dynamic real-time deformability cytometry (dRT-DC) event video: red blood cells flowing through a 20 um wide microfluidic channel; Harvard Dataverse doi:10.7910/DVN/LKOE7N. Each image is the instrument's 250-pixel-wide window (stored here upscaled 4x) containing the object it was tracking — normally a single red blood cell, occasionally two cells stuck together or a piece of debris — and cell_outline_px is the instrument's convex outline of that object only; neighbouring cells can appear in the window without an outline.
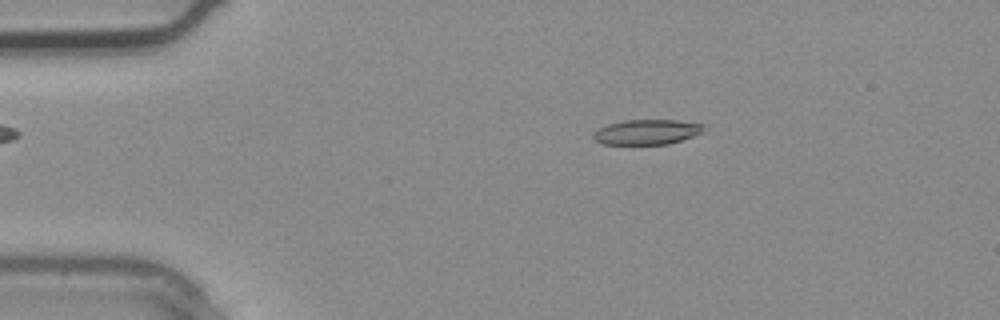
{"species": "common noctule bat (a hibernating species)", "species_latin": "Nyctalus noctula", "temperature_condition": "warm", "stored_images_in_passage": 2, "camera_frame_rate_fps": 3000, "um_per_image_px": 0.085, "animal": {"sex": "male", "body_mass_g": 20.4}, "frame": {"image": 1, "passage_image": 1, "time_ms": 0.0, "image_size_px": [1000, 320], "cell_outline_px": [[704, 132], [668, 144], [600, 144], [592, 136], [592, 132], [608, 124], [624, 120], [676, 120], [704, 124]], "centroid_in_image_um": [54.97, 11.22], "position_along_channel_um": 30.0, "area_um2": 16.07}}